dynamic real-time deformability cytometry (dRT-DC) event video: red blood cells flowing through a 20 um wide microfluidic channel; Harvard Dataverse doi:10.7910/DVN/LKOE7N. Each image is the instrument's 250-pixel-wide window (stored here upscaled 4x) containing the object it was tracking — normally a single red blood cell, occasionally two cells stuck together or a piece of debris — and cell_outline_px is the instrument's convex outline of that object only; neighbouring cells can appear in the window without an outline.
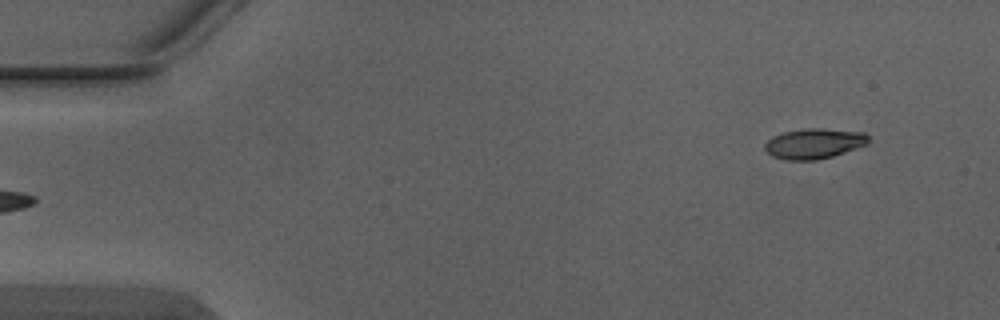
{"species": "Egyptian fruit bat (a non-hibernating species)", "species_latin": "Rousettus aegyptiacus", "temperature_condition": "warm", "stored_images_in_passage": 5, "camera_frame_rate_fps": 3000, "um_per_image_px": 0.085, "animal": {"sex": "male"}, "frame": {"image": 1, "passage_image": 5, "time_ms": 1.333, "image_size_px": [1000, 320], "cell_outline_px": [[868, 144], [832, 156], [816, 160], [784, 160], [772, 156], [764, 148], [764, 144], [772, 136], [784, 132], [808, 128], [820, 128], [864, 132], [868, 136]], "centroid_in_image_um": [69.18, 12.2], "position_along_channel_um": 15.8, "area_um2": 18.21}}